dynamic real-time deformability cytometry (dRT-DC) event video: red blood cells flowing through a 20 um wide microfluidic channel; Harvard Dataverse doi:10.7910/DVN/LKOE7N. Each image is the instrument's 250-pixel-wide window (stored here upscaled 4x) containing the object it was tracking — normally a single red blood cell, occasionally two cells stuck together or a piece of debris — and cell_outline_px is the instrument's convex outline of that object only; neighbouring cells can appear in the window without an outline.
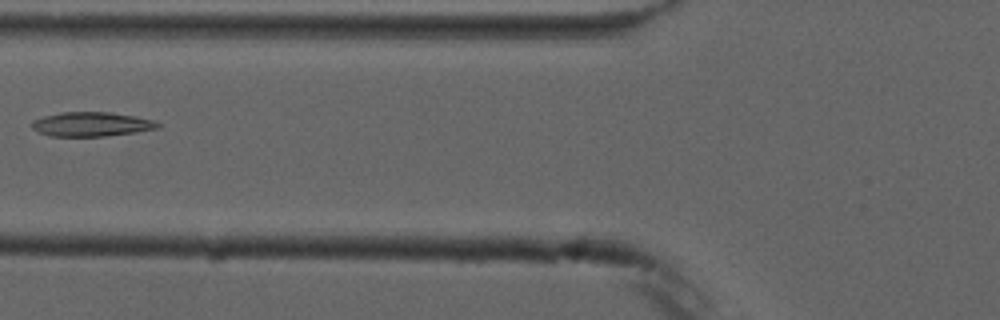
{"species": "common noctule bat (a hibernating species)", "species_latin": "Nyctalus noctula", "temperature_condition": "cold", "stored_images_in_passage": 6, "camera_frame_rate_fps": 3000, "um_per_image_px": 0.085, "animal": {"sex": "male", "forearm_length_mm": 52.5}, "frame": {"image": 1, "passage_image": 6, "time_ms": 6.0, "image_size_px": [1000, 320], "cell_outline_px": [[164, 124], [160, 128], [104, 136], [52, 136], [40, 132], [32, 128], [32, 120], [44, 116], [64, 112], [108, 112], [136, 116], [152, 120]], "centroid_in_image_um": [7.81, 10.55], "position_along_channel_um": 118.0, "area_um2": 17.69}}